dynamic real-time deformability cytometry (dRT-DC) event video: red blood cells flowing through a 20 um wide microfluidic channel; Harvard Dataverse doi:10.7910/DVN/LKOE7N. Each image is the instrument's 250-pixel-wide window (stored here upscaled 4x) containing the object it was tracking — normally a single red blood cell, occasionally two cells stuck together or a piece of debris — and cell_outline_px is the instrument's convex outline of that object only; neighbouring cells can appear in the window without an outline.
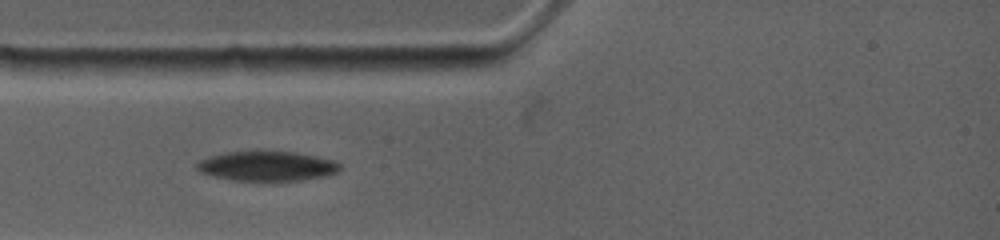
{"species": "common noctule bat (a hibernating species)", "species_latin": "Nyctalus noctula", "temperature_condition": "warm", "stored_images_in_passage": 47, "camera_frame_rate_fps": 4500, "um_per_image_px": 0.085, "animal": {"sex": "female", "body_mass_g": 19.0, "forearm_length_mm": 53.3}, "frame": {"image": 1, "passage_image": 1, "time_ms": 0.0, "image_size_px": [1000, 240], "cell_outline_px": [[340, 172], [328, 176], [300, 180], [232, 180], [212, 176], [200, 172], [196, 168], [196, 164], [200, 160], [208, 156], [224, 152], [296, 152], [336, 160], [340, 164]], "centroid_in_image_um": [22.72, 14.12], "position_along_channel_um": 62.3, "area_um2": 24.8}}
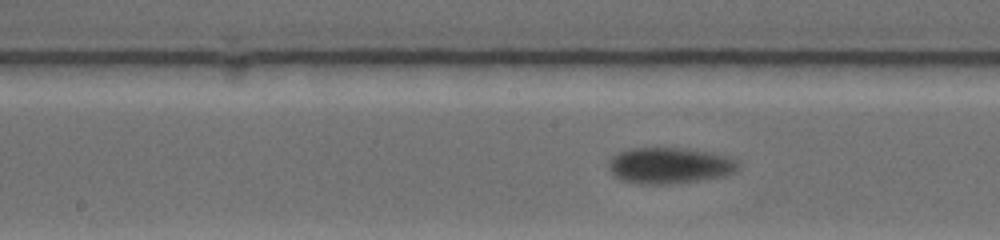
{"frame": {"image": 2, "passage_image": 14, "time_ms": 3.556, "image_size_px": [1000, 240], "cell_outline_px": [[740, 168], [736, 172], [728, 176], [700, 180], [664, 184], [640, 184], [620, 180], [608, 168], [608, 160], [612, 156], [628, 148], [684, 148], [712, 152], [732, 156], [736, 160]], "centroid_in_image_um": [56.96, 14.06], "position_along_channel_um": 191.2, "area_um2": 27.69}}
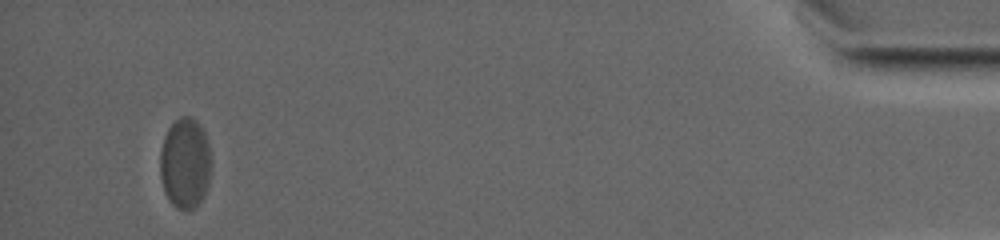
{"frame": {"image": 3, "passage_image": 40, "time_ms": 13.111, "image_size_px": [1000, 240], "cell_outline_px": [[212, 164], [208, 184], [204, 196], [196, 208], [188, 212], [184, 212], [176, 208], [168, 200], [164, 192], [160, 176], [160, 148], [164, 136], [168, 128], [180, 116], [192, 116], [200, 124], [208, 140], [212, 160]], "centroid_in_image_um": [15.75, 13.9], "position_along_channel_um": 419.5, "area_um2": 27.92}}